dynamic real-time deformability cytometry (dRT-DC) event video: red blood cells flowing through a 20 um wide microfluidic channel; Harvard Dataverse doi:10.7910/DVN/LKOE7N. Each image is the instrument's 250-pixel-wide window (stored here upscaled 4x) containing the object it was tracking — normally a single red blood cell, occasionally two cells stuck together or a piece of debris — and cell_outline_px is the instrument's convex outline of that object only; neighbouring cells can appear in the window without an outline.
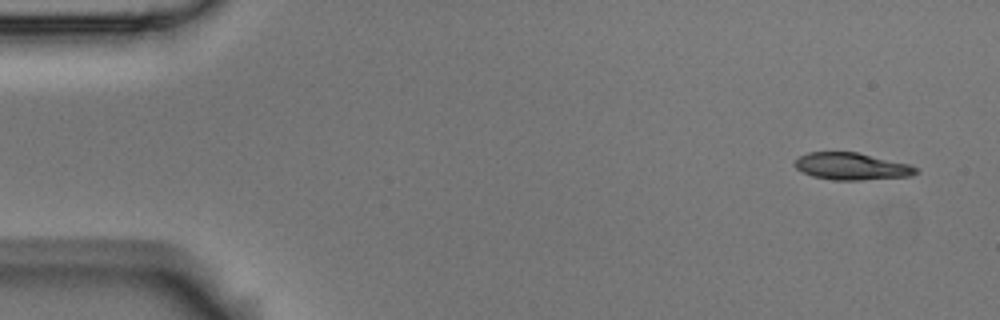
{"species": "Egyptian fruit bat (a non-hibernating species)", "species_latin": "Rousettus aegyptiacus", "temperature_condition": "room temperature", "stored_images_in_passage": 6, "camera_frame_rate_fps": 3000, "um_per_image_px": 0.085, "animal": {"sex": "male"}, "frame": {"image": 1, "passage_image": 1, "time_ms": 0.0, "image_size_px": [1000, 320], "cell_outline_px": [[920, 172], [912, 176], [860, 180], [832, 180], [812, 176], [796, 168], [792, 164], [800, 156], [808, 152], [856, 152], [908, 164], [920, 168]], "centroid_in_image_um": [72.41, 14.15], "position_along_channel_um": 12.6, "area_um2": 19.13}}
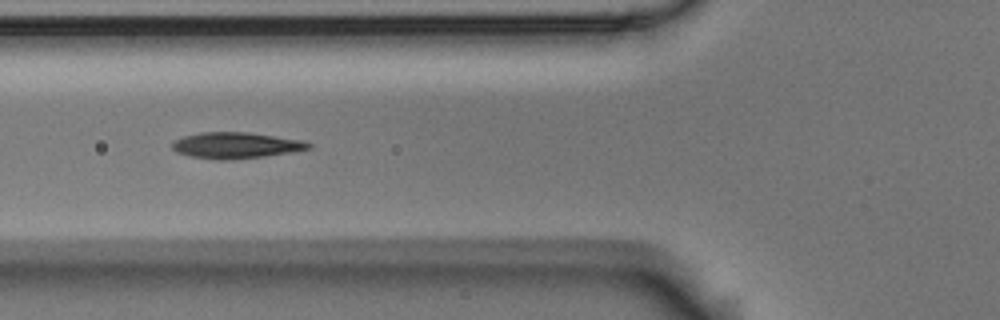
{"frame": {"image": 2, "passage_image": 5, "time_ms": 1.333, "image_size_px": [1000, 320], "cell_outline_px": [[312, 148], [292, 152], [264, 156], [228, 160], [216, 160], [192, 156], [176, 152], [172, 148], [172, 140], [184, 136], [200, 132], [248, 132], [304, 140], [312, 144]], "centroid_in_image_um": [20.06, 12.35], "position_along_channel_um": 105.7, "area_um2": 20.87}}
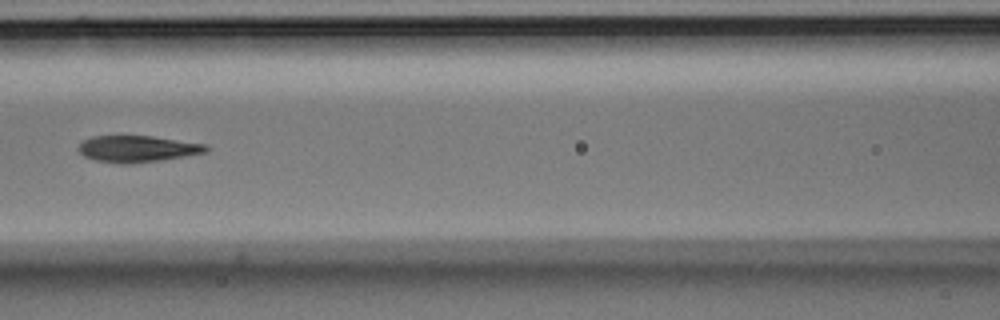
{"frame": {"image": 3, "passage_image": 6, "time_ms": 1.667, "image_size_px": [1000, 320], "cell_outline_px": [[208, 152], [160, 160], [132, 164], [120, 164], [96, 160], [84, 156], [76, 148], [84, 140], [92, 136], [152, 136], [208, 144]], "centroid_in_image_um": [11.69, 12.65], "position_along_channel_um": 154.9, "area_um2": 19.77}}